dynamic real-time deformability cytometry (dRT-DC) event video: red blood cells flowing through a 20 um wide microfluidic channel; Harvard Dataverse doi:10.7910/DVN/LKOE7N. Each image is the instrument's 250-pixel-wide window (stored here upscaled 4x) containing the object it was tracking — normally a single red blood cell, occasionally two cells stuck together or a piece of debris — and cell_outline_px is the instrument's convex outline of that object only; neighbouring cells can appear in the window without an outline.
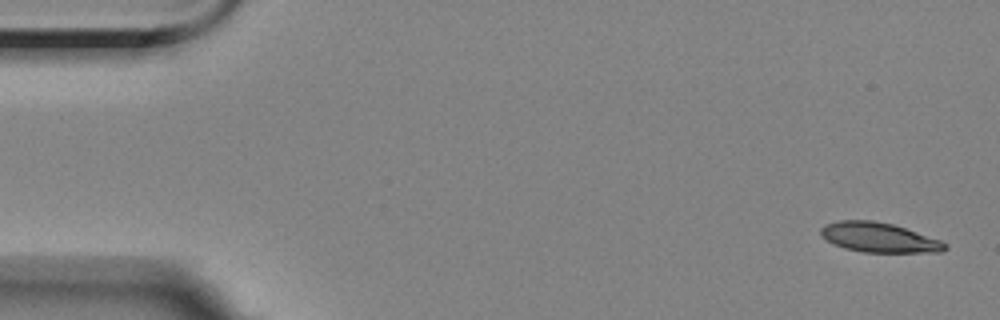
{"species": "Egyptian fruit bat (a non-hibernating species)", "species_latin": "Rousettus aegyptiacus", "temperature_condition": "room temperature", "stored_images_in_passage": 5, "segment_of_instrument_passage": [1, 2], "camera_frame_rate_fps": 3000, "um_per_image_px": 0.085, "animal": {"sex": "female"}, "frame": {"image": 1, "passage_image": 1, "time_ms": 0.0, "image_size_px": [1000, 320], "cell_outline_px": [[948, 248], [940, 252], [864, 252], [844, 248], [832, 244], [820, 236], [820, 228], [824, 224], [840, 220], [872, 220], [892, 224], [940, 240], [948, 244]], "centroid_in_image_um": [74.66, 20.18], "position_along_channel_um": 10.3, "area_um2": 21.5}}